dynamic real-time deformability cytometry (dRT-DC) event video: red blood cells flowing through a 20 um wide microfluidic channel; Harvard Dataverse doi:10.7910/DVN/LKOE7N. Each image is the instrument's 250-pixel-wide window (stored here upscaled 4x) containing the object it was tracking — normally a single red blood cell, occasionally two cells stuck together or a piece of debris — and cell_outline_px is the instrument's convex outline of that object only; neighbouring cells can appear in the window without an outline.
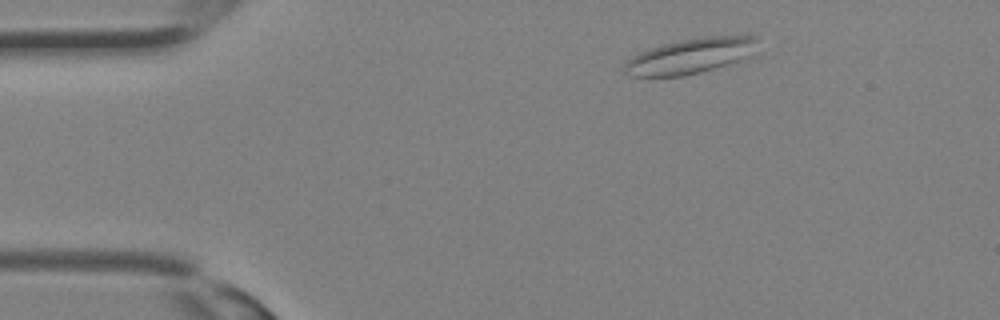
{"species": "Egyptian fruit bat (a non-hibernating species)", "species_latin": "Rousettus aegyptiacus", "temperature_condition": "room temperature", "stored_images_in_passage": 28, "camera_frame_rate_fps": 3000, "um_per_image_px": 0.085, "animal": {"sex": "female"}, "frame": {"image": 1, "passage_image": 1, "time_ms": 0.0, "image_size_px": [1000, 320], "cell_outline_px": [[760, 36], [756, 56], [744, 60], [700, 72], [684, 76], [628, 76], [620, 68], [632, 56], [648, 48], [680, 40], [708, 36]], "centroid_in_image_um": [58.77, 4.76], "position_along_channel_um": 26.2, "area_um2": 28.03}}
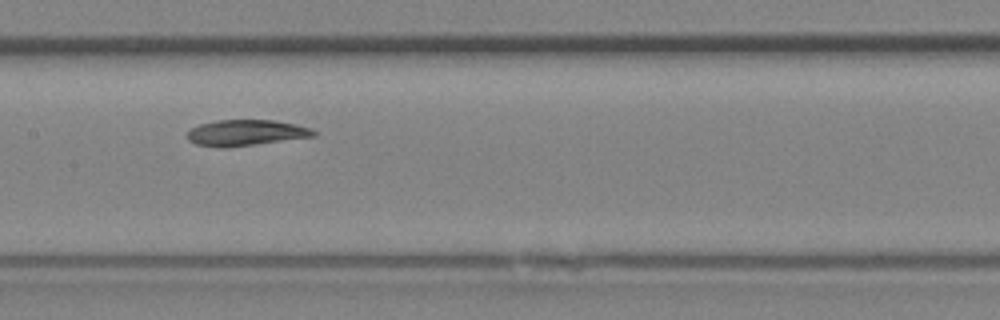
{"frame": {"image": 2, "passage_image": 12, "time_ms": 3.667, "image_size_px": [1000, 320], "cell_outline_px": [[316, 136], [228, 148], [216, 148], [196, 144], [188, 140], [188, 132], [192, 128], [200, 124], [216, 120], [276, 120], [296, 124], [312, 128], [316, 132]], "centroid_in_image_um": [20.92, 11.29], "position_along_channel_um": 186.5, "area_um2": 19.31}}
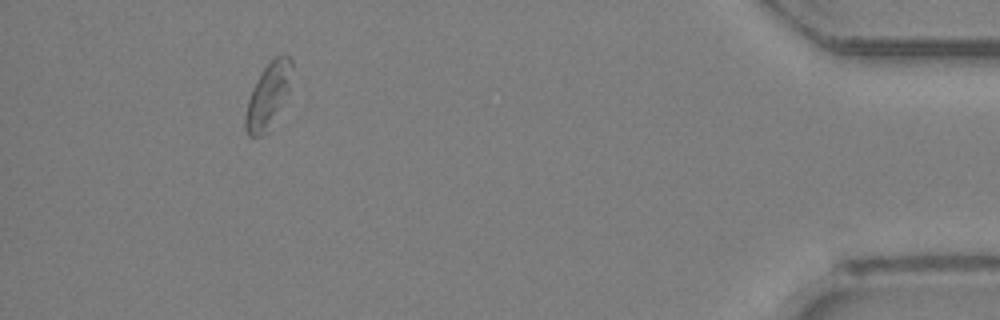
{"frame": {"image": 3, "passage_image": 26, "time_ms": 8.333, "image_size_px": [1000, 320], "cell_outline_px": [[292, 68], [288, 92], [264, 136], [248, 136], [244, 128], [244, 116], [248, 100], [252, 88], [256, 80], [264, 68], [276, 56], [284, 52], [292, 60]], "centroid_in_image_um": [22.76, 8.11], "position_along_channel_um": 412.4, "area_um2": 17.34}}